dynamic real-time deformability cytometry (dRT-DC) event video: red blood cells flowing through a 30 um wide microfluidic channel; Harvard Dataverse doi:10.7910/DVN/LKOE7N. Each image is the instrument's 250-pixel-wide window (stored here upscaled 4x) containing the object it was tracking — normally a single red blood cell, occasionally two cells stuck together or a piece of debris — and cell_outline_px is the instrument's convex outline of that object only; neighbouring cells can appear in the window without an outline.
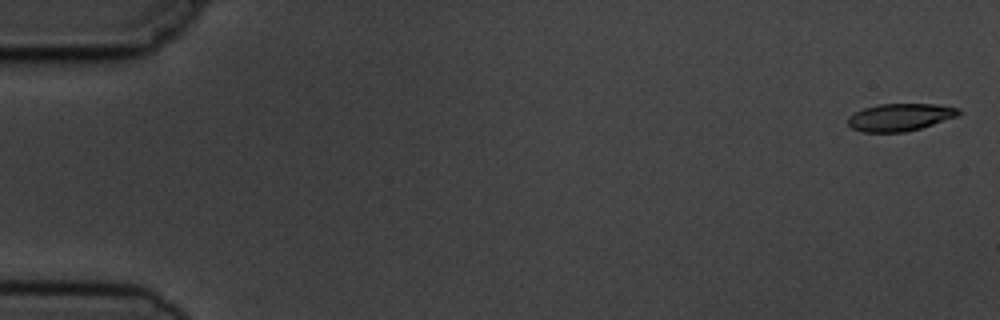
{"species": "common noctule bat (a hibernating species)", "species_latin": "Nyctalus noctula", "temperature_condition": "cold", "stored_images_in_passage": 5, "camera_frame_rate_fps": 3000, "um_per_image_px": 0.085, "animal": {"sex": "male", "body_mass_g": 19.5, "forearm_length_mm": 54.6}, "frame": {"image": 1, "passage_image": 1, "time_ms": 0.0, "image_size_px": [1000, 320], "cell_outline_px": [[964, 112], [956, 116], [920, 128], [904, 132], [860, 132], [852, 128], [848, 124], [848, 116], [864, 108], [880, 104], [936, 104], [960, 108]], "centroid_in_image_um": [76.5, 9.96], "position_along_channel_um": 8.5, "area_um2": 17.63}}
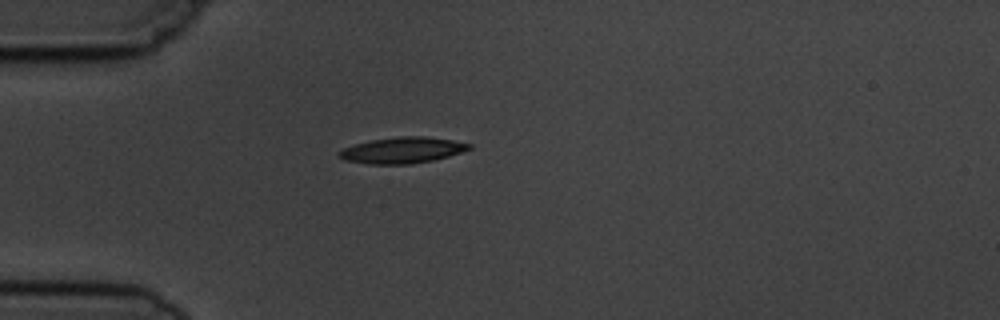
{"frame": {"image": 2, "passage_image": 5, "time_ms": 4.667, "image_size_px": [1000, 320], "cell_outline_px": [[472, 148], [448, 156], [432, 160], [412, 164], [368, 164], [344, 160], [336, 156], [336, 152], [344, 148], [356, 144], [372, 140], [400, 136], [424, 136], [452, 140], [472, 144]], "centroid_in_image_um": [34.16, 12.77], "position_along_channel_um": 50.8, "area_um2": 19.71}}